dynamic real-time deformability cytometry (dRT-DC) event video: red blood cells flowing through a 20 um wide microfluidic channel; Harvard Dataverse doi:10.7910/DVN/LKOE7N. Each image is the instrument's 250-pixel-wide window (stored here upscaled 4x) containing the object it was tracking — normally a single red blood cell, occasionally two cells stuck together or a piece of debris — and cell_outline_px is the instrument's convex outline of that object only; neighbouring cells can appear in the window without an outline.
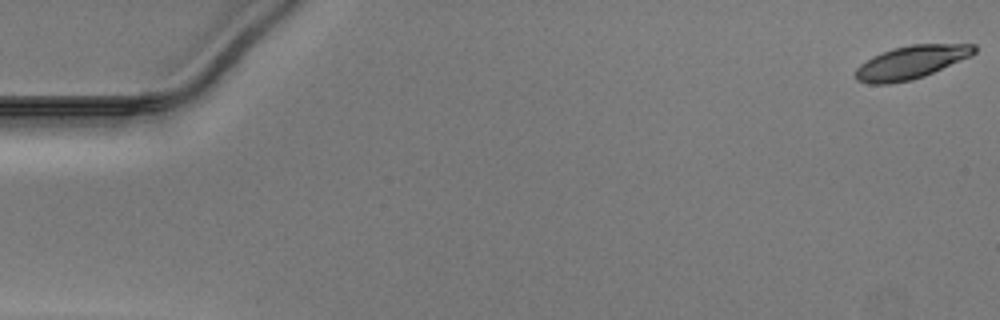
{"species": "Egyptian fruit bat (a non-hibernating species)", "species_latin": "Rousettus aegyptiacus", "temperature_condition": "warm", "stored_images_in_passage": 52, "camera_frame_rate_fps": 3000, "um_per_image_px": 0.085, "animal": {"sex": "male"}, "frame": {"image": 1, "passage_image": 1, "time_ms": 0.0, "image_size_px": [1000, 320], "cell_outline_px": [[976, 52], [972, 56], [924, 76], [912, 80], [888, 84], [868, 84], [856, 80], [856, 68], [860, 64], [872, 56], [892, 48], [912, 44], [976, 44]], "centroid_in_image_um": [77.45, 5.29], "position_along_channel_um": 7.6, "area_um2": 23.06}}
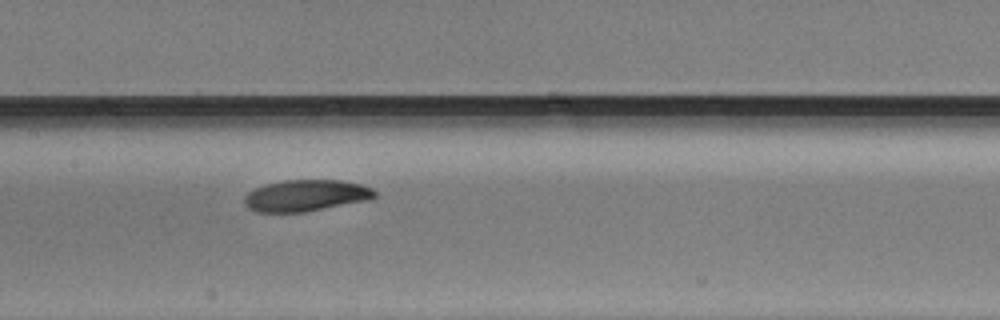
{"frame": {"image": 2, "passage_image": 26, "time_ms": 8.333, "image_size_px": [1000, 320], "cell_outline_px": [[376, 196], [364, 200], [304, 212], [256, 212], [248, 208], [244, 204], [244, 196], [248, 192], [264, 184], [284, 180], [344, 180], [360, 184], [372, 188], [376, 192]], "centroid_in_image_um": [25.94, 16.61], "position_along_channel_um": 181.5, "area_um2": 23.76}}
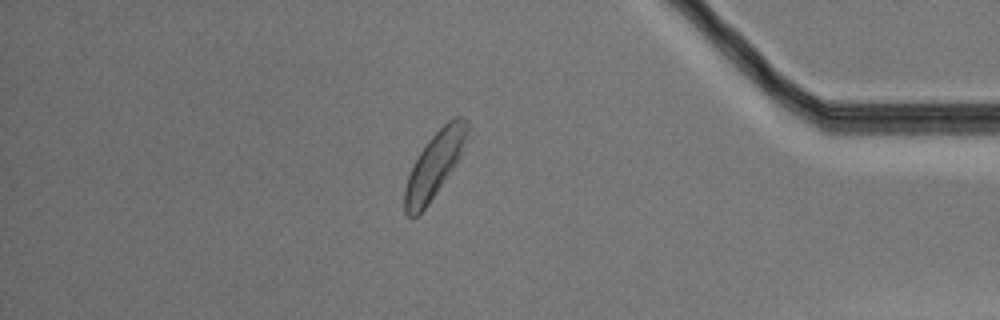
{"frame": {"image": 3, "passage_image": 45, "time_ms": 14.667, "image_size_px": [1000, 320], "cell_outline_px": [[472, 136], [464, 152], [428, 204], [412, 220], [404, 212], [404, 188], [408, 176], [420, 152], [428, 140], [452, 116], [460, 116], [468, 120], [472, 128]], "centroid_in_image_um": [37.03, 13.92], "position_along_channel_um": 398.2, "area_um2": 24.39}}